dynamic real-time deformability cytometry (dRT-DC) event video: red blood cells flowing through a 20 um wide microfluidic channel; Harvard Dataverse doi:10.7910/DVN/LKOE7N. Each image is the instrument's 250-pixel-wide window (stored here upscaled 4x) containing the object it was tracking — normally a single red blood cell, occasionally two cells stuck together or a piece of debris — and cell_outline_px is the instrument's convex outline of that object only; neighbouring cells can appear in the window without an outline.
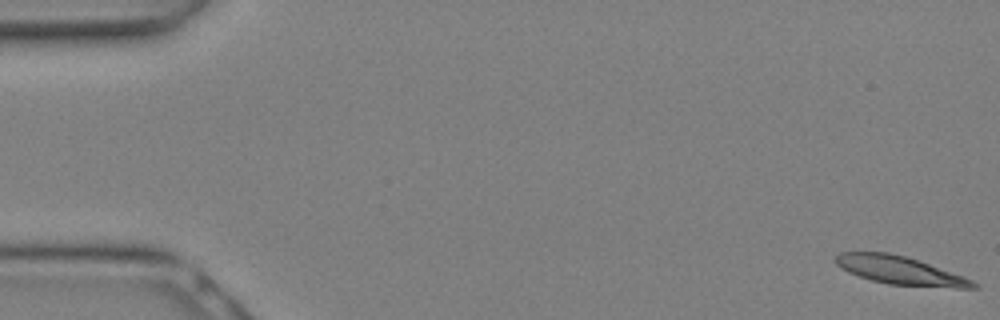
{"species": "Egyptian fruit bat (a non-hibernating species)", "species_latin": "Rousettus aegyptiacus", "temperature_condition": "warm", "stored_images_in_passage": 14, "camera_frame_rate_fps": 3000, "um_per_image_px": 0.085, "animal": {"sex": "female"}, "frame": {"image": 1, "passage_image": 1, "time_ms": 0.0, "image_size_px": [1000, 320], "cell_outline_px": [[980, 288], [956, 288], [888, 284], [872, 280], [848, 272], [840, 268], [836, 264], [836, 256], [840, 252], [888, 252], [904, 256], [964, 276], [980, 284]], "centroid_in_image_um": [76.53, 23.0], "position_along_channel_um": 8.5, "area_um2": 22.43}}
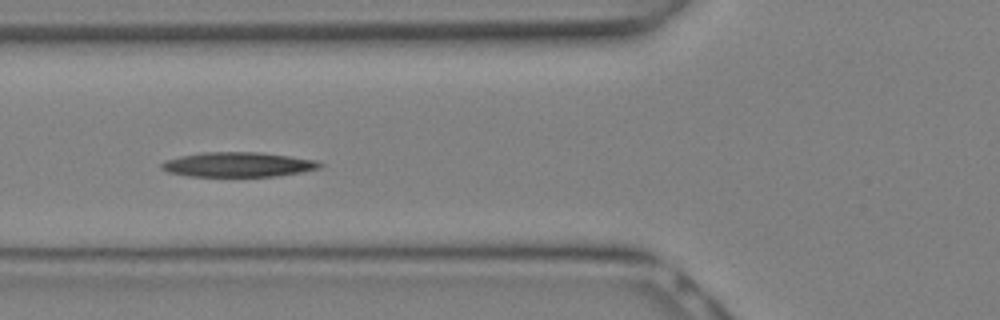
{"frame": {"image": 2, "passage_image": 11, "time_ms": 3.333, "image_size_px": [1000, 320], "cell_outline_px": [[324, 164], [320, 168], [300, 172], [276, 176], [188, 176], [168, 172], [160, 168], [160, 164], [164, 160], [180, 156], [200, 152], [260, 152], [316, 160]], "centroid_in_image_um": [20.2, 13.98], "position_along_channel_um": 105.6, "area_um2": 22.83}}
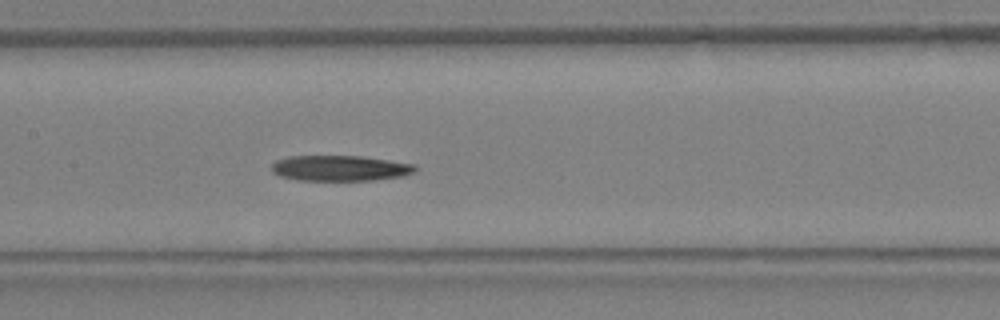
{"frame": {"image": 3, "passage_image": 14, "time_ms": 4.333, "image_size_px": [1000, 320], "cell_outline_px": [[416, 172], [404, 176], [372, 180], [296, 180], [280, 176], [272, 172], [272, 164], [276, 160], [288, 156], [360, 156], [416, 164]], "centroid_in_image_um": [28.91, 14.29], "position_along_channel_um": 178.5, "area_um2": 21.44}}